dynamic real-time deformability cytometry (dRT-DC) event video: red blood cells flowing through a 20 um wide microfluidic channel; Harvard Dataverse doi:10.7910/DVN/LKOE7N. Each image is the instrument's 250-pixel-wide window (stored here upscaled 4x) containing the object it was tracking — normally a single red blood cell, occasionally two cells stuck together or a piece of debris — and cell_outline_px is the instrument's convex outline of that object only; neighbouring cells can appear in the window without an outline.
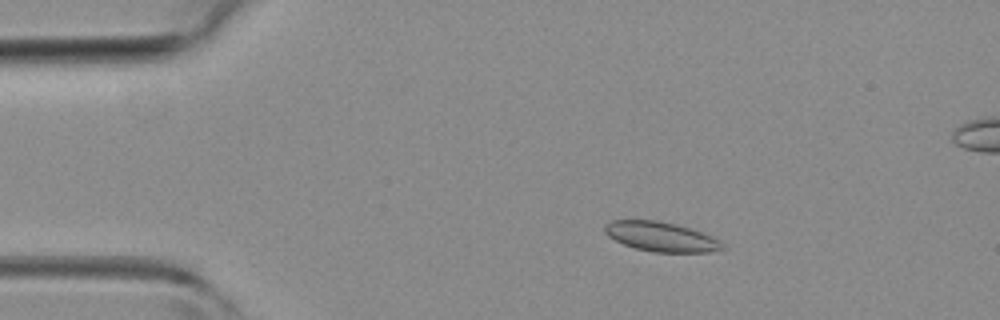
{"species": "common noctule bat (a hibernating species)", "species_latin": "Nyctalus noctula", "temperature_condition": "room temperature", "stored_images_in_passage": 45, "segment_of_instrument_passage": [1, 2], "camera_frame_rate_fps": 3000, "um_per_image_px": 0.085, "animal": {"sex": "female", "body_mass_g": 19.3, "forearm_length_mm": 54.1}, "frame": {"image": 1, "passage_image": 7, "time_ms": 2.0, "image_size_px": [1000, 320], "cell_outline_px": [[728, 248], [712, 252], [652, 252], [636, 248], [624, 244], [608, 236], [604, 232], [604, 224], [612, 220], [656, 220], [676, 224], [692, 228], [712, 236], [720, 240]], "centroid_in_image_um": [56.23, 20.12], "position_along_channel_um": 28.8, "area_um2": 20.52}}
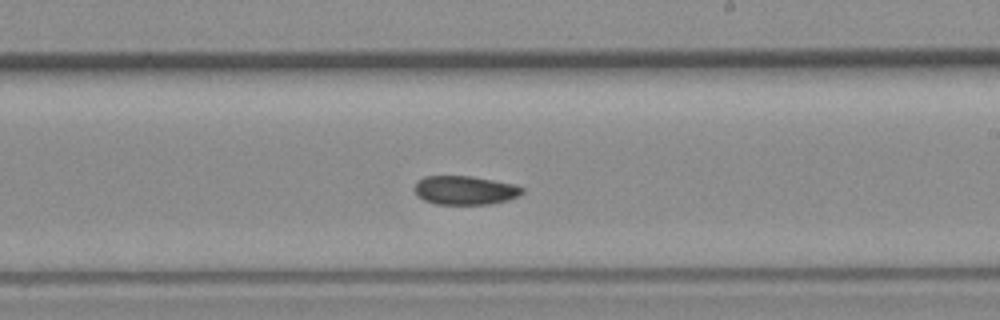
{"frame": {"image": 2, "passage_image": 25, "time_ms": 8.0, "image_size_px": [1000, 320], "cell_outline_px": [[524, 192], [520, 196], [508, 200], [492, 204], [436, 204], [424, 200], [416, 196], [412, 188], [424, 176], [472, 176], [512, 184], [524, 188]], "centroid_in_image_um": [39.51, 16.18], "position_along_channel_um": 249.5, "area_um2": 18.21}}
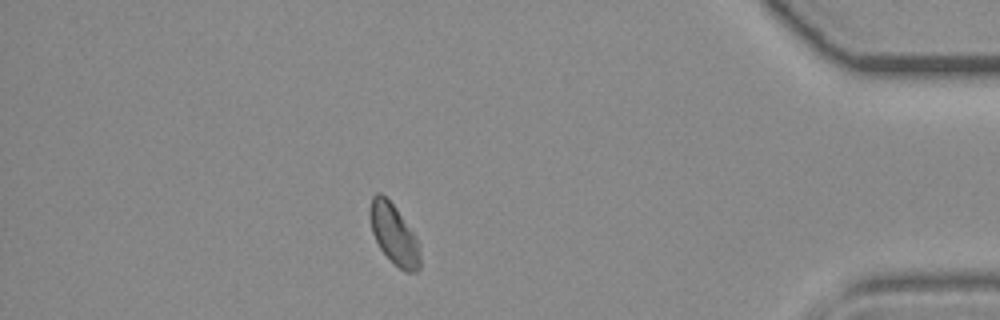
{"frame": {"image": 3, "passage_image": 38, "time_ms": 12.333, "image_size_px": [1000, 320], "cell_outline_px": [[420, 268], [416, 272], [404, 272], [380, 248], [372, 232], [368, 216], [368, 208], [372, 196], [376, 192], [380, 192], [396, 208], [416, 236], [420, 244]], "centroid_in_image_um": [33.48, 19.89], "position_along_channel_um": 401.7, "area_um2": 17.69}}